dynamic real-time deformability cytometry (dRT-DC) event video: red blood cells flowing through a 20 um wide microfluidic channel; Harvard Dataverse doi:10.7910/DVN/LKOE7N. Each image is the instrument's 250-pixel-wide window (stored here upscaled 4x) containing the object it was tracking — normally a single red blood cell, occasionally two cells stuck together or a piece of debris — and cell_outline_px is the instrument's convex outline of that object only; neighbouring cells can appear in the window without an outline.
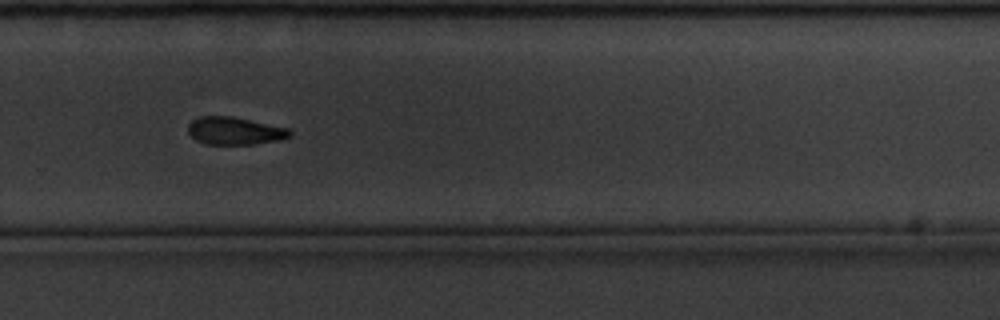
{"species": "common noctule bat (a hibernating species)", "species_latin": "Nyctalus noctula", "temperature_condition": "cold", "stored_images_in_passage": 10, "camera_frame_rate_fps": 3000, "um_per_image_px": 0.085, "animal": {"sex": "male", "body_mass_g": 20.1, "forearm_length_mm": 53.5}, "frame": {"image": 1, "passage_image": 10, "time_ms": 3.0, "image_size_px": [1000, 320], "cell_outline_px": [[292, 132], [288, 136], [280, 140], [252, 144], [208, 144], [196, 140], [188, 132], [188, 124], [192, 120], [200, 116], [228, 116], [288, 128]], "centroid_in_image_um": [19.91, 11.12], "position_along_channel_um": 309.9, "area_um2": 16.07}}